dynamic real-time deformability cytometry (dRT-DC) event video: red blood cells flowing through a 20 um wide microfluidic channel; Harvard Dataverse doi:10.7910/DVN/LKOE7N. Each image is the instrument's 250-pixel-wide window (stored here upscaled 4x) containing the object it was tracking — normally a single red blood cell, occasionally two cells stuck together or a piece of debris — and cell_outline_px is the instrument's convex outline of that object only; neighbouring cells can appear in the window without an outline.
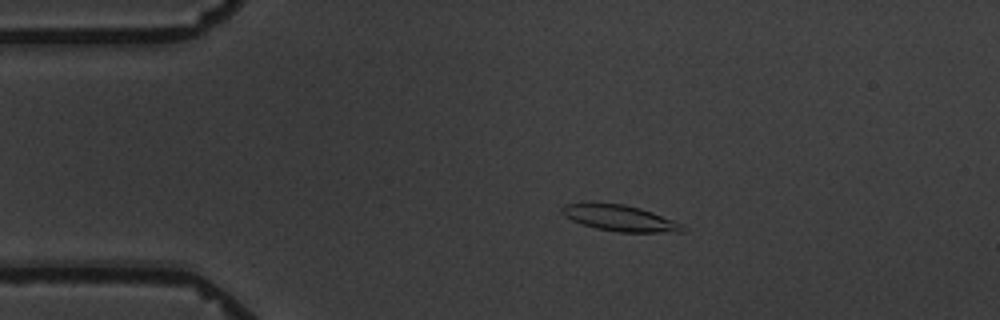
{"species": "common noctule bat (a hibernating species)", "species_latin": "Nyctalus noctula", "temperature_condition": "warm", "stored_images_in_passage": 4, "camera_frame_rate_fps": 3000, "um_per_image_px": 0.085, "animal": {"sex": "male", "body_mass_g": 19.5, "forearm_length_mm": 54.6}, "frame": {"image": 1, "passage_image": 3, "time_ms": 2.333, "image_size_px": [1000, 320], "cell_outline_px": [[684, 232], [620, 232], [596, 228], [580, 224], [564, 216], [560, 212], [560, 208], [564, 204], [584, 200], [624, 204], [640, 208], [652, 212], [672, 220], [680, 224]], "centroid_in_image_um": [52.52, 18.49], "position_along_channel_um": 32.5, "area_um2": 18.73}}